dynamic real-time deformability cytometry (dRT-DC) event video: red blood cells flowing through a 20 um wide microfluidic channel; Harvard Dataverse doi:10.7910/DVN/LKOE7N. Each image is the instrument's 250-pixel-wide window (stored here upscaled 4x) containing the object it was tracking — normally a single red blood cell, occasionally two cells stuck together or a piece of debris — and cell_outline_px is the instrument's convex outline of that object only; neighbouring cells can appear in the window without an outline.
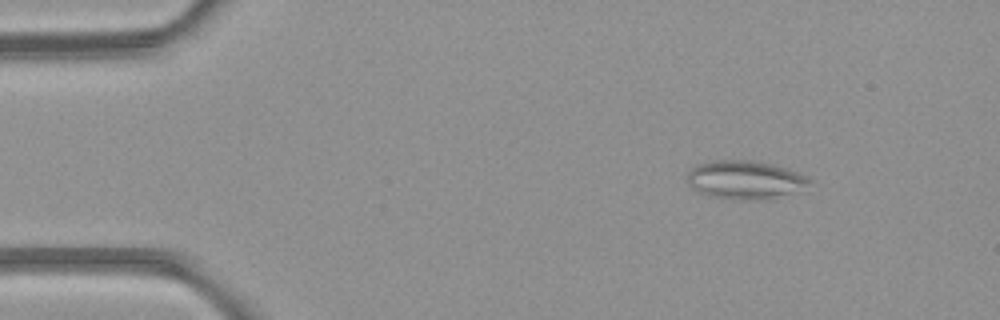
{"species": "common noctule bat (a hibernating species)", "species_latin": "Nyctalus noctula", "temperature_condition": "room temperature", "stored_images_in_passage": 4, "camera_frame_rate_fps": 3000, "um_per_image_px": 0.085, "animal": {"sex": "female", "body_mass_g": 21.9}, "frame": {"image": 1, "passage_image": 1, "time_ms": 0.0, "image_size_px": [1000, 320], "cell_outline_px": [[812, 180], [808, 192], [772, 196], [716, 196], [700, 192], [688, 184], [688, 172], [692, 168], [700, 164], [716, 160], [748, 160], [788, 168], [808, 176]], "centroid_in_image_um": [63.46, 15.23], "position_along_channel_um": 21.5, "area_um2": 26.24}}